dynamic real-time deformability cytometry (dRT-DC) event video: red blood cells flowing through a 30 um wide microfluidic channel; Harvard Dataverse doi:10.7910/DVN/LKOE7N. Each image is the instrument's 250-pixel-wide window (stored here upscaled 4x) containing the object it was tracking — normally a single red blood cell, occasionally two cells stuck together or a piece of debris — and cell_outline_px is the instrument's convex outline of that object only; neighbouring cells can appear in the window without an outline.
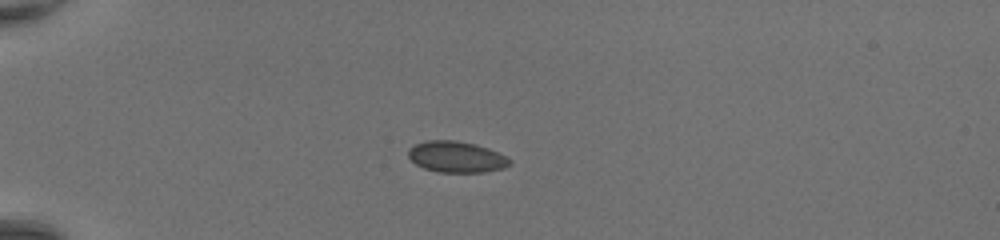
{"species": "common noctule bat (a hibernating species)", "species_latin": "Nyctalus noctula", "temperature_condition": "room temperature", "stored_images_in_passage": 35, "camera_frame_rate_fps": 3000, "um_per_image_px": 0.085, "animal": {"sex": "female", "body_mass_g": 20.0, "forearm_length_mm": 54.0}, "frame": {"image": 1, "passage_image": 1, "time_ms": 0.0, "image_size_px": [1000, 240], "cell_outline_px": [[512, 164], [504, 168], [484, 172], [440, 172], [424, 168], [416, 164], [408, 156], [408, 148], [416, 144], [428, 140], [456, 140], [476, 144], [488, 148], [512, 160]], "centroid_in_image_um": [38.8, 13.33], "position_along_channel_um": 46.2, "area_um2": 18.38}}
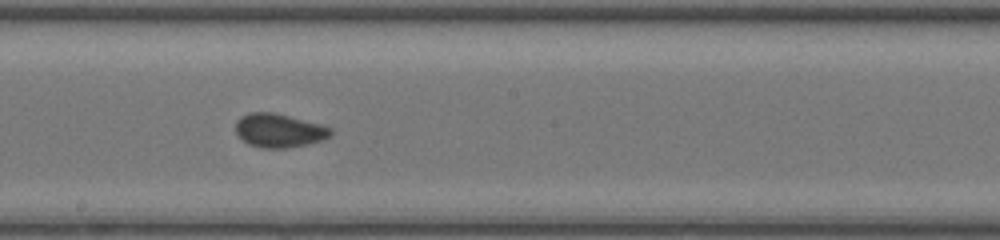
{"frame": {"image": 2, "passage_image": 16, "time_ms": 5.0, "image_size_px": [1000, 240], "cell_outline_px": [[332, 136], [324, 140], [308, 144], [288, 148], [264, 148], [248, 144], [236, 132], [236, 120], [240, 116], [248, 112], [272, 112], [320, 124], [332, 128]], "centroid_in_image_um": [23.74, 11.09], "position_along_channel_um": 224.5, "area_um2": 18.73}}
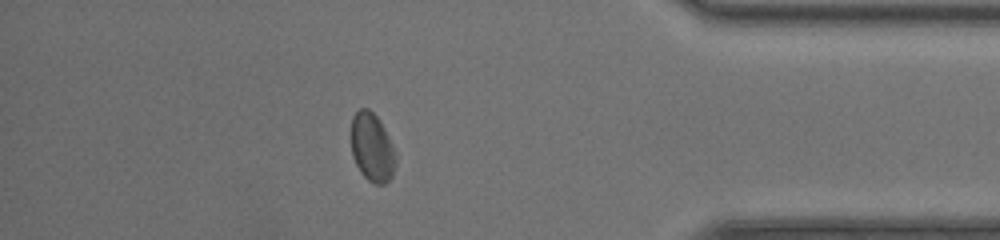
{"frame": {"image": 3, "passage_image": 30, "time_ms": 9.667, "image_size_px": [1000, 240], "cell_outline_px": [[396, 164], [392, 176], [384, 184], [376, 184], [368, 180], [360, 172], [352, 156], [352, 116], [360, 108], [368, 108], [380, 120], [396, 152]], "centroid_in_image_um": [31.64, 12.54], "position_along_channel_um": 403.6, "area_um2": 17.8}, "authors_computed_cell_mechanics": {"area_um2": 18.4382, "velocity_mm_per_s": 4.3825, "shape_relaxation_time_tau1_ms": 3.9457, "shape_relaxation_time_tau2_ms": 0.9698, "deformation_change_tau1": 0.0539, "deformation_change_tau2": 0.0229}}